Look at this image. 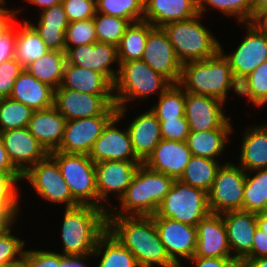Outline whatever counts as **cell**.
Masks as SVG:
<instances>
[{"label": "cell", "instance_id": "1", "mask_svg": "<svg viewBox=\"0 0 267 267\" xmlns=\"http://www.w3.org/2000/svg\"><path fill=\"white\" fill-rule=\"evenodd\" d=\"M107 230L133 253L140 267H178L168 256L152 216L107 215Z\"/></svg>", "mask_w": 267, "mask_h": 267}, {"label": "cell", "instance_id": "2", "mask_svg": "<svg viewBox=\"0 0 267 267\" xmlns=\"http://www.w3.org/2000/svg\"><path fill=\"white\" fill-rule=\"evenodd\" d=\"M108 211L90 204L65 208L61 228L63 256L92 255L107 231Z\"/></svg>", "mask_w": 267, "mask_h": 267}, {"label": "cell", "instance_id": "3", "mask_svg": "<svg viewBox=\"0 0 267 267\" xmlns=\"http://www.w3.org/2000/svg\"><path fill=\"white\" fill-rule=\"evenodd\" d=\"M179 85L185 92L212 96L223 102L227 101V94L232 88L238 96V82L220 51L205 60L183 63Z\"/></svg>", "mask_w": 267, "mask_h": 267}, {"label": "cell", "instance_id": "4", "mask_svg": "<svg viewBox=\"0 0 267 267\" xmlns=\"http://www.w3.org/2000/svg\"><path fill=\"white\" fill-rule=\"evenodd\" d=\"M201 17L202 15L198 14L188 20L170 22L161 27L181 64L205 60L220 51L219 40L200 23Z\"/></svg>", "mask_w": 267, "mask_h": 267}, {"label": "cell", "instance_id": "5", "mask_svg": "<svg viewBox=\"0 0 267 267\" xmlns=\"http://www.w3.org/2000/svg\"><path fill=\"white\" fill-rule=\"evenodd\" d=\"M119 73L114 84L117 108L126 107L132 99H145L159 93L160 96L172 83L153 70L142 59L119 62Z\"/></svg>", "mask_w": 267, "mask_h": 267}, {"label": "cell", "instance_id": "6", "mask_svg": "<svg viewBox=\"0 0 267 267\" xmlns=\"http://www.w3.org/2000/svg\"><path fill=\"white\" fill-rule=\"evenodd\" d=\"M210 213L207 192L174 180L157 213L152 217H166L196 226Z\"/></svg>", "mask_w": 267, "mask_h": 267}, {"label": "cell", "instance_id": "7", "mask_svg": "<svg viewBox=\"0 0 267 267\" xmlns=\"http://www.w3.org/2000/svg\"><path fill=\"white\" fill-rule=\"evenodd\" d=\"M49 155L56 161L72 197L79 204L98 207L95 163L90 157L61 151H54Z\"/></svg>", "mask_w": 267, "mask_h": 267}, {"label": "cell", "instance_id": "8", "mask_svg": "<svg viewBox=\"0 0 267 267\" xmlns=\"http://www.w3.org/2000/svg\"><path fill=\"white\" fill-rule=\"evenodd\" d=\"M246 172L233 162H225L218 169L208 192L211 213L223 214L242 210Z\"/></svg>", "mask_w": 267, "mask_h": 267}, {"label": "cell", "instance_id": "9", "mask_svg": "<svg viewBox=\"0 0 267 267\" xmlns=\"http://www.w3.org/2000/svg\"><path fill=\"white\" fill-rule=\"evenodd\" d=\"M117 111L116 105H110L101 115L68 120L57 151L88 155L104 128L117 115Z\"/></svg>", "mask_w": 267, "mask_h": 267}, {"label": "cell", "instance_id": "10", "mask_svg": "<svg viewBox=\"0 0 267 267\" xmlns=\"http://www.w3.org/2000/svg\"><path fill=\"white\" fill-rule=\"evenodd\" d=\"M25 179L43 199L65 204V208L79 204L72 197L56 161L49 154L23 175L22 180Z\"/></svg>", "mask_w": 267, "mask_h": 267}, {"label": "cell", "instance_id": "11", "mask_svg": "<svg viewBox=\"0 0 267 267\" xmlns=\"http://www.w3.org/2000/svg\"><path fill=\"white\" fill-rule=\"evenodd\" d=\"M244 24L247 35L233 53L224 54L220 44V52L228 60L233 77L238 83L267 61V34L253 22Z\"/></svg>", "mask_w": 267, "mask_h": 267}, {"label": "cell", "instance_id": "12", "mask_svg": "<svg viewBox=\"0 0 267 267\" xmlns=\"http://www.w3.org/2000/svg\"><path fill=\"white\" fill-rule=\"evenodd\" d=\"M128 108H118L117 115L107 124L101 136L94 142L88 154L94 163L108 160L140 161L132 148L128 129H118L117 123L125 116ZM123 116V117H122Z\"/></svg>", "mask_w": 267, "mask_h": 267}, {"label": "cell", "instance_id": "13", "mask_svg": "<svg viewBox=\"0 0 267 267\" xmlns=\"http://www.w3.org/2000/svg\"><path fill=\"white\" fill-rule=\"evenodd\" d=\"M142 164L141 161H114L108 160L95 163L96 187L98 191V207L110 209L105 201L108 195H114L121 199L126 189L131 184L132 178ZM106 205V206H105Z\"/></svg>", "mask_w": 267, "mask_h": 267}, {"label": "cell", "instance_id": "14", "mask_svg": "<svg viewBox=\"0 0 267 267\" xmlns=\"http://www.w3.org/2000/svg\"><path fill=\"white\" fill-rule=\"evenodd\" d=\"M115 105L114 95H89L68 88L54 90L53 107L68 121L101 115Z\"/></svg>", "mask_w": 267, "mask_h": 267}, {"label": "cell", "instance_id": "15", "mask_svg": "<svg viewBox=\"0 0 267 267\" xmlns=\"http://www.w3.org/2000/svg\"><path fill=\"white\" fill-rule=\"evenodd\" d=\"M160 240L170 259L179 267L181 258L191 259L196 251L197 230L192 226L166 217H153Z\"/></svg>", "mask_w": 267, "mask_h": 267}, {"label": "cell", "instance_id": "16", "mask_svg": "<svg viewBox=\"0 0 267 267\" xmlns=\"http://www.w3.org/2000/svg\"><path fill=\"white\" fill-rule=\"evenodd\" d=\"M66 63L91 69L103 74L113 85L119 68L113 70V63L119 65L117 46L110 43L95 42L78 47L65 48Z\"/></svg>", "mask_w": 267, "mask_h": 267}, {"label": "cell", "instance_id": "17", "mask_svg": "<svg viewBox=\"0 0 267 267\" xmlns=\"http://www.w3.org/2000/svg\"><path fill=\"white\" fill-rule=\"evenodd\" d=\"M141 59L172 84H179L182 64L177 59L174 48L161 27H154L149 32Z\"/></svg>", "mask_w": 267, "mask_h": 267}, {"label": "cell", "instance_id": "18", "mask_svg": "<svg viewBox=\"0 0 267 267\" xmlns=\"http://www.w3.org/2000/svg\"><path fill=\"white\" fill-rule=\"evenodd\" d=\"M224 105L225 102L218 98L186 92L185 118L190 132H204L220 126H233L223 112Z\"/></svg>", "mask_w": 267, "mask_h": 267}, {"label": "cell", "instance_id": "19", "mask_svg": "<svg viewBox=\"0 0 267 267\" xmlns=\"http://www.w3.org/2000/svg\"><path fill=\"white\" fill-rule=\"evenodd\" d=\"M0 138L12 165L22 175L48 155L27 127L0 132Z\"/></svg>", "mask_w": 267, "mask_h": 267}, {"label": "cell", "instance_id": "20", "mask_svg": "<svg viewBox=\"0 0 267 267\" xmlns=\"http://www.w3.org/2000/svg\"><path fill=\"white\" fill-rule=\"evenodd\" d=\"M222 216L233 259L240 265L245 259L251 258L257 228L256 213L236 210L223 213Z\"/></svg>", "mask_w": 267, "mask_h": 267}, {"label": "cell", "instance_id": "21", "mask_svg": "<svg viewBox=\"0 0 267 267\" xmlns=\"http://www.w3.org/2000/svg\"><path fill=\"white\" fill-rule=\"evenodd\" d=\"M197 243L193 257L233 258L222 214L210 213L196 225Z\"/></svg>", "mask_w": 267, "mask_h": 267}, {"label": "cell", "instance_id": "22", "mask_svg": "<svg viewBox=\"0 0 267 267\" xmlns=\"http://www.w3.org/2000/svg\"><path fill=\"white\" fill-rule=\"evenodd\" d=\"M191 156L186 142L162 139L143 164L153 171L179 180Z\"/></svg>", "mask_w": 267, "mask_h": 267}, {"label": "cell", "instance_id": "23", "mask_svg": "<svg viewBox=\"0 0 267 267\" xmlns=\"http://www.w3.org/2000/svg\"><path fill=\"white\" fill-rule=\"evenodd\" d=\"M67 120L54 108L34 111L27 128L49 154L59 148Z\"/></svg>", "mask_w": 267, "mask_h": 267}, {"label": "cell", "instance_id": "24", "mask_svg": "<svg viewBox=\"0 0 267 267\" xmlns=\"http://www.w3.org/2000/svg\"><path fill=\"white\" fill-rule=\"evenodd\" d=\"M133 151L144 163L162 140L160 122L155 113L148 111L137 115L127 126Z\"/></svg>", "mask_w": 267, "mask_h": 267}, {"label": "cell", "instance_id": "25", "mask_svg": "<svg viewBox=\"0 0 267 267\" xmlns=\"http://www.w3.org/2000/svg\"><path fill=\"white\" fill-rule=\"evenodd\" d=\"M198 14V0H145L143 20L154 27H162Z\"/></svg>", "mask_w": 267, "mask_h": 267}, {"label": "cell", "instance_id": "26", "mask_svg": "<svg viewBox=\"0 0 267 267\" xmlns=\"http://www.w3.org/2000/svg\"><path fill=\"white\" fill-rule=\"evenodd\" d=\"M119 202L120 210L111 207L107 215L150 216L148 167L145 164H140Z\"/></svg>", "mask_w": 267, "mask_h": 267}, {"label": "cell", "instance_id": "27", "mask_svg": "<svg viewBox=\"0 0 267 267\" xmlns=\"http://www.w3.org/2000/svg\"><path fill=\"white\" fill-rule=\"evenodd\" d=\"M9 98L23 103L33 111L44 110L53 107L54 89L24 68L15 81Z\"/></svg>", "mask_w": 267, "mask_h": 267}, {"label": "cell", "instance_id": "28", "mask_svg": "<svg viewBox=\"0 0 267 267\" xmlns=\"http://www.w3.org/2000/svg\"><path fill=\"white\" fill-rule=\"evenodd\" d=\"M59 88L89 95H114V85L103 74L68 63L65 64Z\"/></svg>", "mask_w": 267, "mask_h": 267}, {"label": "cell", "instance_id": "29", "mask_svg": "<svg viewBox=\"0 0 267 267\" xmlns=\"http://www.w3.org/2000/svg\"><path fill=\"white\" fill-rule=\"evenodd\" d=\"M245 130L238 164L249 174L253 170L267 168V121Z\"/></svg>", "mask_w": 267, "mask_h": 267}, {"label": "cell", "instance_id": "30", "mask_svg": "<svg viewBox=\"0 0 267 267\" xmlns=\"http://www.w3.org/2000/svg\"><path fill=\"white\" fill-rule=\"evenodd\" d=\"M232 132L233 126H220L204 132H190L186 143L192 155L218 161L216 157L221 156Z\"/></svg>", "mask_w": 267, "mask_h": 267}, {"label": "cell", "instance_id": "31", "mask_svg": "<svg viewBox=\"0 0 267 267\" xmlns=\"http://www.w3.org/2000/svg\"><path fill=\"white\" fill-rule=\"evenodd\" d=\"M93 256H101L97 267H140L133 253L108 230L99 238Z\"/></svg>", "mask_w": 267, "mask_h": 267}, {"label": "cell", "instance_id": "32", "mask_svg": "<svg viewBox=\"0 0 267 267\" xmlns=\"http://www.w3.org/2000/svg\"><path fill=\"white\" fill-rule=\"evenodd\" d=\"M65 64V51L49 50L45 55L28 64L25 69L55 90L61 86Z\"/></svg>", "mask_w": 267, "mask_h": 267}, {"label": "cell", "instance_id": "33", "mask_svg": "<svg viewBox=\"0 0 267 267\" xmlns=\"http://www.w3.org/2000/svg\"><path fill=\"white\" fill-rule=\"evenodd\" d=\"M49 51L36 30L24 20L22 27L16 29L14 59L25 68Z\"/></svg>", "mask_w": 267, "mask_h": 267}, {"label": "cell", "instance_id": "34", "mask_svg": "<svg viewBox=\"0 0 267 267\" xmlns=\"http://www.w3.org/2000/svg\"><path fill=\"white\" fill-rule=\"evenodd\" d=\"M153 28L154 26L144 20L130 23L117 46L119 62L141 59L147 36Z\"/></svg>", "mask_w": 267, "mask_h": 267}, {"label": "cell", "instance_id": "35", "mask_svg": "<svg viewBox=\"0 0 267 267\" xmlns=\"http://www.w3.org/2000/svg\"><path fill=\"white\" fill-rule=\"evenodd\" d=\"M220 167L216 160L192 155L179 180L208 193Z\"/></svg>", "mask_w": 267, "mask_h": 267}, {"label": "cell", "instance_id": "36", "mask_svg": "<svg viewBox=\"0 0 267 267\" xmlns=\"http://www.w3.org/2000/svg\"><path fill=\"white\" fill-rule=\"evenodd\" d=\"M253 171L254 176L246 172L242 210L264 212L267 209V168Z\"/></svg>", "mask_w": 267, "mask_h": 267}, {"label": "cell", "instance_id": "37", "mask_svg": "<svg viewBox=\"0 0 267 267\" xmlns=\"http://www.w3.org/2000/svg\"><path fill=\"white\" fill-rule=\"evenodd\" d=\"M186 92L179 84H171L160 96L151 110L159 121L185 117Z\"/></svg>", "mask_w": 267, "mask_h": 267}, {"label": "cell", "instance_id": "38", "mask_svg": "<svg viewBox=\"0 0 267 267\" xmlns=\"http://www.w3.org/2000/svg\"><path fill=\"white\" fill-rule=\"evenodd\" d=\"M238 95L245 96L257 107L267 103V61L238 83Z\"/></svg>", "mask_w": 267, "mask_h": 267}, {"label": "cell", "instance_id": "39", "mask_svg": "<svg viewBox=\"0 0 267 267\" xmlns=\"http://www.w3.org/2000/svg\"><path fill=\"white\" fill-rule=\"evenodd\" d=\"M145 0H96V13L124 18L130 23L142 21Z\"/></svg>", "mask_w": 267, "mask_h": 267}, {"label": "cell", "instance_id": "40", "mask_svg": "<svg viewBox=\"0 0 267 267\" xmlns=\"http://www.w3.org/2000/svg\"><path fill=\"white\" fill-rule=\"evenodd\" d=\"M33 112L21 102L3 98L0 103V132L27 127Z\"/></svg>", "mask_w": 267, "mask_h": 267}, {"label": "cell", "instance_id": "41", "mask_svg": "<svg viewBox=\"0 0 267 267\" xmlns=\"http://www.w3.org/2000/svg\"><path fill=\"white\" fill-rule=\"evenodd\" d=\"M207 5L221 11L225 16H235L239 23L253 21L252 0H198V13L203 15Z\"/></svg>", "mask_w": 267, "mask_h": 267}, {"label": "cell", "instance_id": "42", "mask_svg": "<svg viewBox=\"0 0 267 267\" xmlns=\"http://www.w3.org/2000/svg\"><path fill=\"white\" fill-rule=\"evenodd\" d=\"M97 35V42L110 43L115 46L120 44L130 22L124 18L96 13L93 18Z\"/></svg>", "mask_w": 267, "mask_h": 267}, {"label": "cell", "instance_id": "43", "mask_svg": "<svg viewBox=\"0 0 267 267\" xmlns=\"http://www.w3.org/2000/svg\"><path fill=\"white\" fill-rule=\"evenodd\" d=\"M21 173H4L0 171V206H2L16 221L19 213V193L17 182L22 181Z\"/></svg>", "mask_w": 267, "mask_h": 267}, {"label": "cell", "instance_id": "44", "mask_svg": "<svg viewBox=\"0 0 267 267\" xmlns=\"http://www.w3.org/2000/svg\"><path fill=\"white\" fill-rule=\"evenodd\" d=\"M97 42L93 18L70 22L65 30V48Z\"/></svg>", "mask_w": 267, "mask_h": 267}, {"label": "cell", "instance_id": "45", "mask_svg": "<svg viewBox=\"0 0 267 267\" xmlns=\"http://www.w3.org/2000/svg\"><path fill=\"white\" fill-rule=\"evenodd\" d=\"M174 179L148 168V189L150 196V216L157 213L160 204L169 192Z\"/></svg>", "mask_w": 267, "mask_h": 267}, {"label": "cell", "instance_id": "46", "mask_svg": "<svg viewBox=\"0 0 267 267\" xmlns=\"http://www.w3.org/2000/svg\"><path fill=\"white\" fill-rule=\"evenodd\" d=\"M11 226L0 231V264L20 261L25 251V240L13 235Z\"/></svg>", "mask_w": 267, "mask_h": 267}, {"label": "cell", "instance_id": "47", "mask_svg": "<svg viewBox=\"0 0 267 267\" xmlns=\"http://www.w3.org/2000/svg\"><path fill=\"white\" fill-rule=\"evenodd\" d=\"M61 3L64 7L69 23L95 17V0H62Z\"/></svg>", "mask_w": 267, "mask_h": 267}, {"label": "cell", "instance_id": "48", "mask_svg": "<svg viewBox=\"0 0 267 267\" xmlns=\"http://www.w3.org/2000/svg\"><path fill=\"white\" fill-rule=\"evenodd\" d=\"M162 139L186 142L190 134L189 124L185 117L159 121Z\"/></svg>", "mask_w": 267, "mask_h": 267}, {"label": "cell", "instance_id": "49", "mask_svg": "<svg viewBox=\"0 0 267 267\" xmlns=\"http://www.w3.org/2000/svg\"><path fill=\"white\" fill-rule=\"evenodd\" d=\"M23 70L14 58L0 64V95L10 97L13 85Z\"/></svg>", "mask_w": 267, "mask_h": 267}, {"label": "cell", "instance_id": "50", "mask_svg": "<svg viewBox=\"0 0 267 267\" xmlns=\"http://www.w3.org/2000/svg\"><path fill=\"white\" fill-rule=\"evenodd\" d=\"M22 260L27 267H61V253L25 249Z\"/></svg>", "mask_w": 267, "mask_h": 267}, {"label": "cell", "instance_id": "51", "mask_svg": "<svg viewBox=\"0 0 267 267\" xmlns=\"http://www.w3.org/2000/svg\"><path fill=\"white\" fill-rule=\"evenodd\" d=\"M37 26L27 21L32 27H67L69 20L62 3L56 4L40 12Z\"/></svg>", "mask_w": 267, "mask_h": 267}, {"label": "cell", "instance_id": "52", "mask_svg": "<svg viewBox=\"0 0 267 267\" xmlns=\"http://www.w3.org/2000/svg\"><path fill=\"white\" fill-rule=\"evenodd\" d=\"M49 50L65 51V30L67 27H33Z\"/></svg>", "mask_w": 267, "mask_h": 267}, {"label": "cell", "instance_id": "53", "mask_svg": "<svg viewBox=\"0 0 267 267\" xmlns=\"http://www.w3.org/2000/svg\"><path fill=\"white\" fill-rule=\"evenodd\" d=\"M16 27V24H14L7 33L0 36V64L14 58Z\"/></svg>", "mask_w": 267, "mask_h": 267}, {"label": "cell", "instance_id": "54", "mask_svg": "<svg viewBox=\"0 0 267 267\" xmlns=\"http://www.w3.org/2000/svg\"><path fill=\"white\" fill-rule=\"evenodd\" d=\"M188 261L196 265L195 267H239L233 258L192 257Z\"/></svg>", "mask_w": 267, "mask_h": 267}, {"label": "cell", "instance_id": "55", "mask_svg": "<svg viewBox=\"0 0 267 267\" xmlns=\"http://www.w3.org/2000/svg\"><path fill=\"white\" fill-rule=\"evenodd\" d=\"M267 257V234L256 228L254 232L251 258Z\"/></svg>", "mask_w": 267, "mask_h": 267}, {"label": "cell", "instance_id": "56", "mask_svg": "<svg viewBox=\"0 0 267 267\" xmlns=\"http://www.w3.org/2000/svg\"><path fill=\"white\" fill-rule=\"evenodd\" d=\"M19 10L4 7L0 9V36L7 33L15 24Z\"/></svg>", "mask_w": 267, "mask_h": 267}, {"label": "cell", "instance_id": "57", "mask_svg": "<svg viewBox=\"0 0 267 267\" xmlns=\"http://www.w3.org/2000/svg\"><path fill=\"white\" fill-rule=\"evenodd\" d=\"M0 171L4 173H20L9 159L8 153L6 152L2 139L0 138Z\"/></svg>", "mask_w": 267, "mask_h": 267}, {"label": "cell", "instance_id": "58", "mask_svg": "<svg viewBox=\"0 0 267 267\" xmlns=\"http://www.w3.org/2000/svg\"><path fill=\"white\" fill-rule=\"evenodd\" d=\"M92 255H83V256H63L61 254V267H87L86 259Z\"/></svg>", "mask_w": 267, "mask_h": 267}, {"label": "cell", "instance_id": "59", "mask_svg": "<svg viewBox=\"0 0 267 267\" xmlns=\"http://www.w3.org/2000/svg\"><path fill=\"white\" fill-rule=\"evenodd\" d=\"M16 220L0 206V231L7 229L10 225H15Z\"/></svg>", "mask_w": 267, "mask_h": 267}, {"label": "cell", "instance_id": "60", "mask_svg": "<svg viewBox=\"0 0 267 267\" xmlns=\"http://www.w3.org/2000/svg\"><path fill=\"white\" fill-rule=\"evenodd\" d=\"M239 267H267V257L245 259Z\"/></svg>", "mask_w": 267, "mask_h": 267}, {"label": "cell", "instance_id": "61", "mask_svg": "<svg viewBox=\"0 0 267 267\" xmlns=\"http://www.w3.org/2000/svg\"><path fill=\"white\" fill-rule=\"evenodd\" d=\"M260 30L267 34V9L259 12L252 21Z\"/></svg>", "mask_w": 267, "mask_h": 267}, {"label": "cell", "instance_id": "62", "mask_svg": "<svg viewBox=\"0 0 267 267\" xmlns=\"http://www.w3.org/2000/svg\"><path fill=\"white\" fill-rule=\"evenodd\" d=\"M30 4H35L38 6V8L45 10L47 8H50L53 5L59 4L62 2V0H26Z\"/></svg>", "mask_w": 267, "mask_h": 267}, {"label": "cell", "instance_id": "63", "mask_svg": "<svg viewBox=\"0 0 267 267\" xmlns=\"http://www.w3.org/2000/svg\"><path fill=\"white\" fill-rule=\"evenodd\" d=\"M257 227L267 234V211L256 213Z\"/></svg>", "mask_w": 267, "mask_h": 267}, {"label": "cell", "instance_id": "64", "mask_svg": "<svg viewBox=\"0 0 267 267\" xmlns=\"http://www.w3.org/2000/svg\"><path fill=\"white\" fill-rule=\"evenodd\" d=\"M267 9V0H252L253 19L261 11Z\"/></svg>", "mask_w": 267, "mask_h": 267}, {"label": "cell", "instance_id": "65", "mask_svg": "<svg viewBox=\"0 0 267 267\" xmlns=\"http://www.w3.org/2000/svg\"><path fill=\"white\" fill-rule=\"evenodd\" d=\"M10 267H27L26 263L21 259L18 262L12 263Z\"/></svg>", "mask_w": 267, "mask_h": 267}, {"label": "cell", "instance_id": "66", "mask_svg": "<svg viewBox=\"0 0 267 267\" xmlns=\"http://www.w3.org/2000/svg\"><path fill=\"white\" fill-rule=\"evenodd\" d=\"M5 3H6L5 0H0V9L5 7V5H4Z\"/></svg>", "mask_w": 267, "mask_h": 267}, {"label": "cell", "instance_id": "67", "mask_svg": "<svg viewBox=\"0 0 267 267\" xmlns=\"http://www.w3.org/2000/svg\"><path fill=\"white\" fill-rule=\"evenodd\" d=\"M12 263L0 264V267H10Z\"/></svg>", "mask_w": 267, "mask_h": 267}, {"label": "cell", "instance_id": "68", "mask_svg": "<svg viewBox=\"0 0 267 267\" xmlns=\"http://www.w3.org/2000/svg\"><path fill=\"white\" fill-rule=\"evenodd\" d=\"M3 98L4 97L2 95H0V103L2 102Z\"/></svg>", "mask_w": 267, "mask_h": 267}]
</instances>
